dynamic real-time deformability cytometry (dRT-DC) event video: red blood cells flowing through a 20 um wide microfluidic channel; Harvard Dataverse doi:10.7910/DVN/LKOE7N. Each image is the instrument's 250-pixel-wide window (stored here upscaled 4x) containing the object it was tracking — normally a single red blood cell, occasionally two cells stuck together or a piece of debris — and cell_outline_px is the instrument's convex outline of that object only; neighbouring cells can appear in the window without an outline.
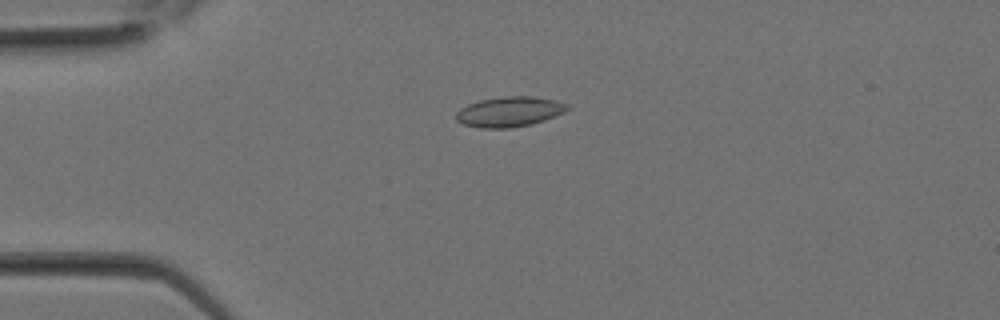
{"species": "Egyptian fruit bat (a non-hibernating species)", "species_latin": "Rousettus aegyptiacus", "temperature_condition": "room temperature", "stored_images_in_passage": 12, "camera_frame_rate_fps": 3000, "um_per_image_px": 0.085, "animal": {"sex": "female"}, "frame": {"image": 1, "passage_image": 7, "time_ms": 2.0, "image_size_px": [1000, 320], "cell_outline_px": [[568, 108], [564, 112], [544, 120], [532, 124], [508, 128], [480, 128], [464, 124], [456, 120], [456, 112], [460, 108], [468, 104], [480, 100], [504, 96], [536, 96], [556, 100], [568, 104]], "centroid_in_image_um": [43.29, 9.49], "position_along_channel_um": 41.7, "area_um2": 19.54}}
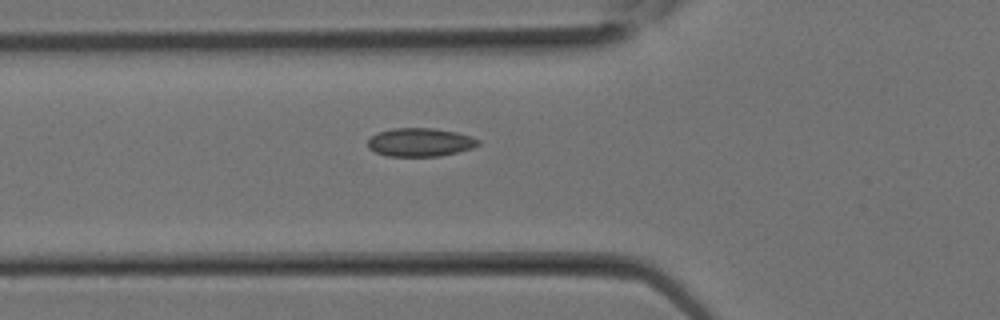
{"frame": {"image": 2, "passage_image": 10, "time_ms": 3.0, "image_size_px": [1000, 320], "cell_outline_px": [[480, 144], [472, 148], [440, 156], [388, 156], [376, 152], [368, 148], [368, 140], [372, 136], [380, 132], [392, 128], [432, 128], [456, 132], [472, 136], [480, 140]], "centroid_in_image_um": [35.73, 12.09], "position_along_channel_um": 90.1, "area_um2": 18.21}}
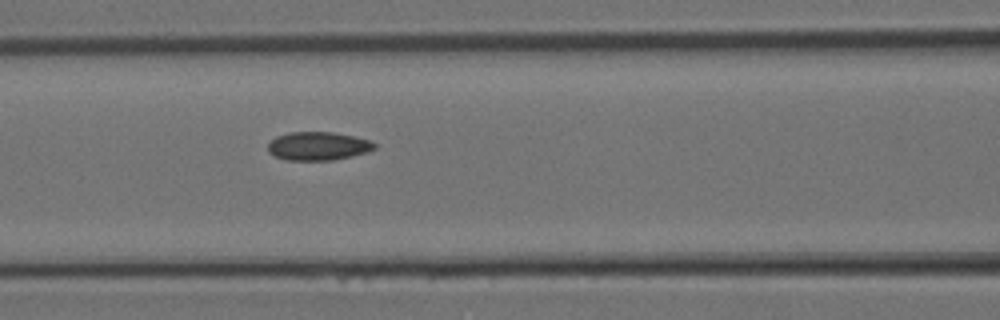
{"frame": {"image": 3, "passage_image": 12, "time_ms": 3.667, "image_size_px": [1000, 320], "cell_outline_px": [[376, 148], [368, 152], [352, 156], [332, 160], [284, 160], [268, 152], [268, 144], [276, 136], [288, 132], [332, 132], [352, 136], [368, 140], [376, 144]], "centroid_in_image_um": [27.02, 12.42], "position_along_channel_um": 139.6, "area_um2": 17.63}}